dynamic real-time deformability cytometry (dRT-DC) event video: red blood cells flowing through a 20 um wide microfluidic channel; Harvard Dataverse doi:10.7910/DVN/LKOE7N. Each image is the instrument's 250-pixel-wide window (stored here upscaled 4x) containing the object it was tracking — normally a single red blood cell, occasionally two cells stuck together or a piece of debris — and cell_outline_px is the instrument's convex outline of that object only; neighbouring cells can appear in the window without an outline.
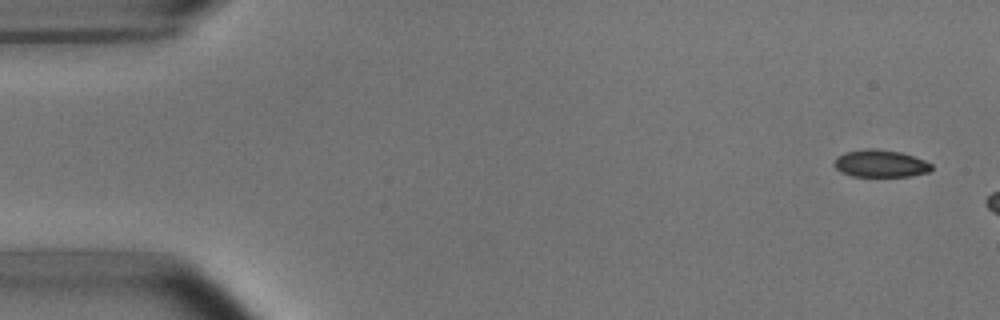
{"species": "common noctule bat (a hibernating species)", "species_latin": "Nyctalus noctula", "temperature_condition": "room temperature", "stored_images_in_passage": 5, "camera_frame_rate_fps": 3000, "um_per_image_px": 0.085, "animal": {"sex": "male", "body_mass_g": 15.6}, "frame": {"image": 1, "passage_image": 1, "time_ms": 0.0, "image_size_px": [1000, 320], "cell_outline_px": [[932, 168], [928, 172], [908, 176], [852, 176], [840, 172], [832, 164], [836, 156], [844, 152], [868, 148], [872, 148], [900, 152], [924, 160], [932, 164]], "centroid_in_image_um": [74.78, 13.9], "position_along_channel_um": 10.2, "area_um2": 15.49}}